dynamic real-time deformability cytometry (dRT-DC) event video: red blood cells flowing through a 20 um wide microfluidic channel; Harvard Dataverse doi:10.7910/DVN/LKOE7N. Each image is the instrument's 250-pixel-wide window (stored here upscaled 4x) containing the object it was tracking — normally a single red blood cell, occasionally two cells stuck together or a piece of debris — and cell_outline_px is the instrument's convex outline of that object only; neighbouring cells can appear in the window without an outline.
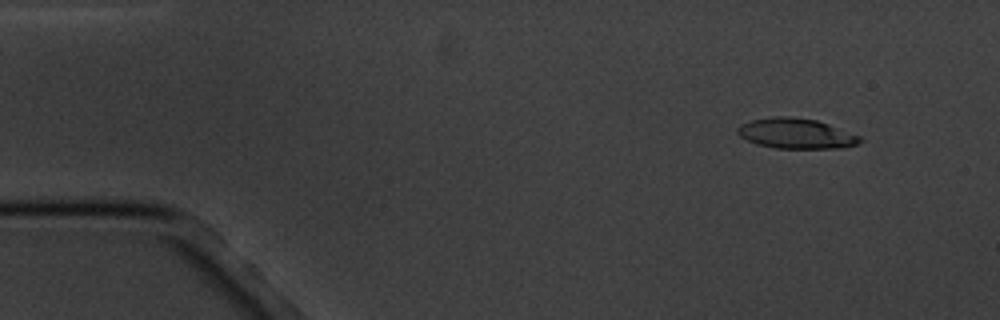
{"species": "common noctule bat (a hibernating species)", "species_latin": "Nyctalus noctula", "temperature_condition": "cold", "stored_images_in_passage": 6, "camera_frame_rate_fps": 3000, "um_per_image_px": 0.085, "animal": {"sex": "male", "body_mass_g": 20.1, "forearm_length_mm": 53.5}, "frame": {"image": 1, "passage_image": 2, "time_ms": 1.0, "image_size_px": [1000, 320], "cell_outline_px": [[864, 140], [856, 144], [840, 148], [776, 148], [756, 144], [740, 136], [736, 132], [736, 128], [740, 124], [752, 120], [776, 116], [788, 116], [816, 120], [828, 124], [860, 136]], "centroid_in_image_um": [67.64, 11.35], "position_along_channel_um": 17.4, "area_um2": 21.44}}